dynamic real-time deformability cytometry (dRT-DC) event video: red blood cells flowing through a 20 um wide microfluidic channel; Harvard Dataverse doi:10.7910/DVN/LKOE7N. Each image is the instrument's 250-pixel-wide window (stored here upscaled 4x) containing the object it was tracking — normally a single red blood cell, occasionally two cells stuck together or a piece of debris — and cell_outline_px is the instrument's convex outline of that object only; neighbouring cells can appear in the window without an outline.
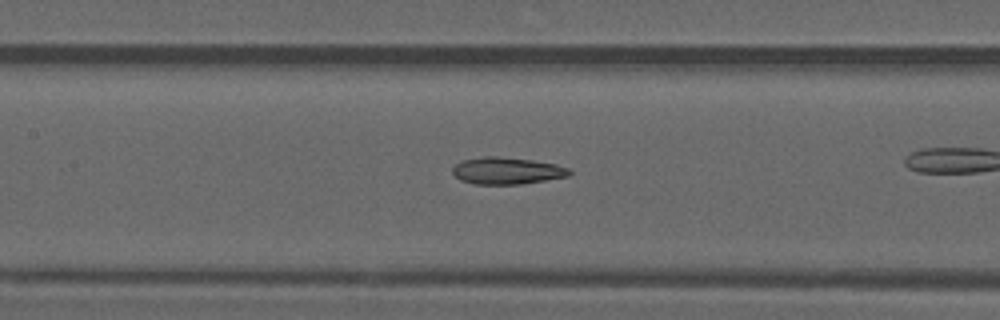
{"species": "common noctule bat (a hibernating species)", "species_latin": "Nyctalus noctula", "temperature_condition": "warm", "stored_images_in_passage": 39, "camera_frame_rate_fps": 3000, "um_per_image_px": 0.085, "animal": {"sex": "male", "forearm_length_mm": 52.5}, "frame": {"image": 1, "passage_image": 23, "time_ms": 7.333, "image_size_px": [1000, 320], "cell_outline_px": [[572, 172], [568, 176], [520, 184], [476, 184], [460, 180], [452, 172], [452, 168], [460, 160], [484, 156], [496, 156], [532, 160], [556, 164], [568, 168]], "centroid_in_image_um": [43.06, 14.5], "position_along_channel_um": 164.3, "area_um2": 18.26}}